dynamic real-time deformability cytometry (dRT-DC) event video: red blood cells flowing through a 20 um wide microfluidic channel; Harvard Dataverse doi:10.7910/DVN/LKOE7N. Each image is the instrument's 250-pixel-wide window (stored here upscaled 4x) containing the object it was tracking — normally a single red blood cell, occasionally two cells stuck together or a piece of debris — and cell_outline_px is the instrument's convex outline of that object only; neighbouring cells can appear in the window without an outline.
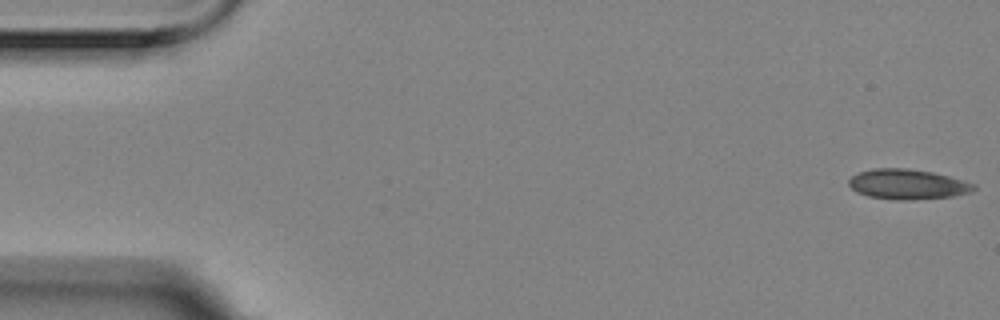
{"species": "Egyptian fruit bat (a non-hibernating species)", "species_latin": "Rousettus aegyptiacus", "temperature_condition": "room temperature", "stored_images_in_passage": 6, "camera_frame_rate_fps": 3000, "um_per_image_px": 0.085, "animal": {"sex": "female"}, "frame": {"image": 1, "passage_image": 1, "time_ms": 0.0, "image_size_px": [1000, 320], "cell_outline_px": [[976, 188], [972, 192], [952, 196], [908, 200], [900, 200], [868, 196], [856, 192], [848, 184], [848, 180], [852, 176], [860, 172], [872, 168], [908, 168], [932, 172], [948, 176], [976, 184]], "centroid_in_image_um": [77.14, 15.66], "position_along_channel_um": 7.9, "area_um2": 21.85}}
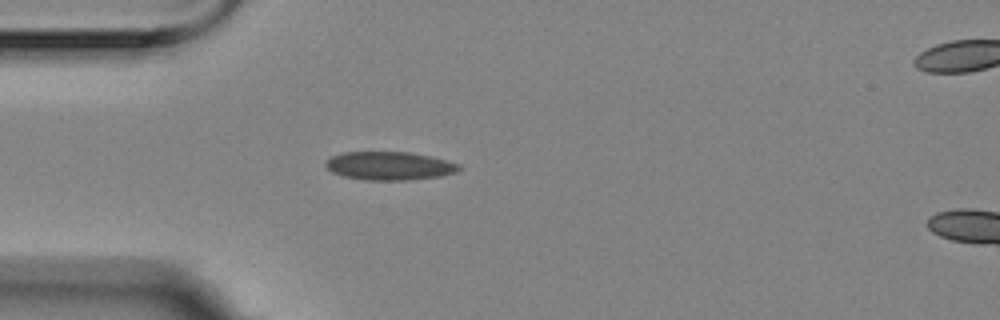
{"frame": {"image": 2, "passage_image": 5, "time_ms": 1.333, "image_size_px": [1000, 320], "cell_outline_px": [[464, 168], [456, 172], [440, 176], [408, 180], [364, 180], [344, 176], [332, 172], [324, 164], [332, 156], [344, 152], [408, 152], [428, 156], [460, 164]], "centroid_in_image_um": [33.12, 14.1], "position_along_channel_um": 51.9, "area_um2": 21.91}}